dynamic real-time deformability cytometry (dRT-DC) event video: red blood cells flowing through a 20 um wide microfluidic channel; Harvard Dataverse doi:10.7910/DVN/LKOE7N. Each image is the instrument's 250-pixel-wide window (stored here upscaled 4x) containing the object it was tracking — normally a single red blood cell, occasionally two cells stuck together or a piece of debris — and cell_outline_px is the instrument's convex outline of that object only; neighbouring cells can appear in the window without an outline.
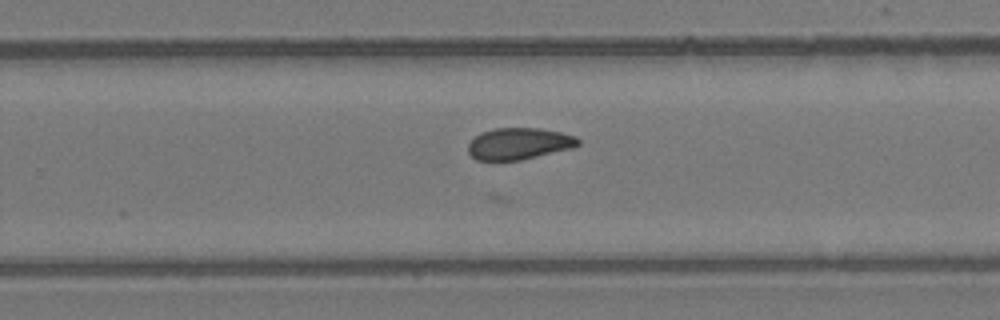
{"species": "common noctule bat (a hibernating species)", "species_latin": "Nyctalus noctula", "temperature_condition": "room temperature", "stored_images_in_passage": 38, "camera_frame_rate_fps": 3000, "um_per_image_px": 0.085, "animal": {"sex": "female", "body_mass_g": 24.6, "forearm_length_mm": 56.2}, "frame": {"image": 1, "passage_image": 20, "time_ms": 6.333, "image_size_px": [1000, 320], "cell_outline_px": [[580, 144], [572, 148], [520, 160], [476, 160], [468, 152], [468, 144], [480, 132], [496, 128], [540, 128], [560, 132], [576, 136], [580, 140]], "centroid_in_image_um": [44.12, 12.2], "position_along_channel_um": 285.7, "area_um2": 20.23}}
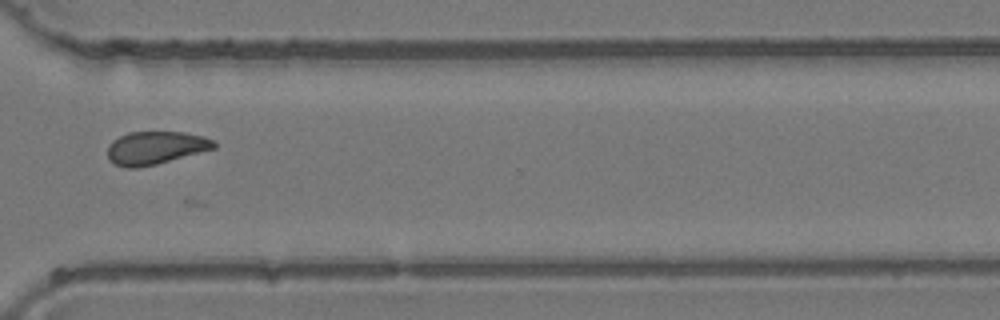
{"frame": {"image": 2, "passage_image": 25, "time_ms": 8.0, "image_size_px": [1000, 320], "cell_outline_px": [[216, 148], [156, 164], [140, 168], [124, 168], [112, 164], [108, 160], [108, 144], [112, 140], [128, 132], [184, 132], [204, 136], [212, 140], [216, 144]], "centroid_in_image_um": [13.17, 12.57], "position_along_channel_um": 357.4, "area_um2": 20.63}}
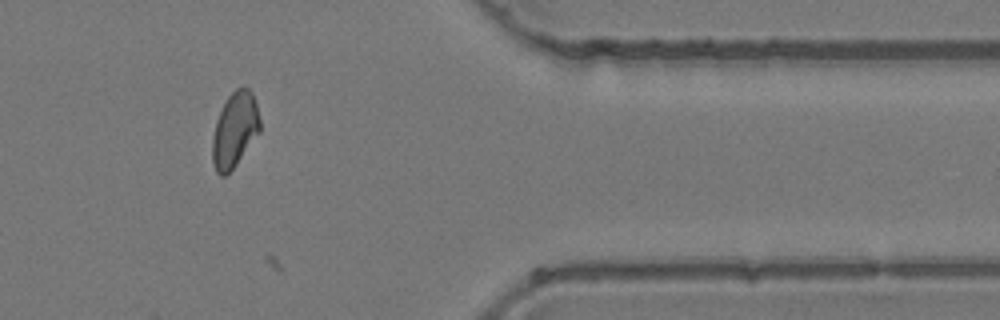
{"frame": {"image": 3, "passage_image": 29, "time_ms": 9.333, "image_size_px": [1000, 320], "cell_outline_px": [[260, 132], [236, 164], [224, 176], [220, 176], [216, 172], [212, 164], [212, 136], [216, 120], [228, 96], [236, 88], [248, 88], [252, 92], [256, 104], [260, 120]], "centroid_in_image_um": [19.94, 11.05], "position_along_channel_um": 391.5, "area_um2": 20.69}}